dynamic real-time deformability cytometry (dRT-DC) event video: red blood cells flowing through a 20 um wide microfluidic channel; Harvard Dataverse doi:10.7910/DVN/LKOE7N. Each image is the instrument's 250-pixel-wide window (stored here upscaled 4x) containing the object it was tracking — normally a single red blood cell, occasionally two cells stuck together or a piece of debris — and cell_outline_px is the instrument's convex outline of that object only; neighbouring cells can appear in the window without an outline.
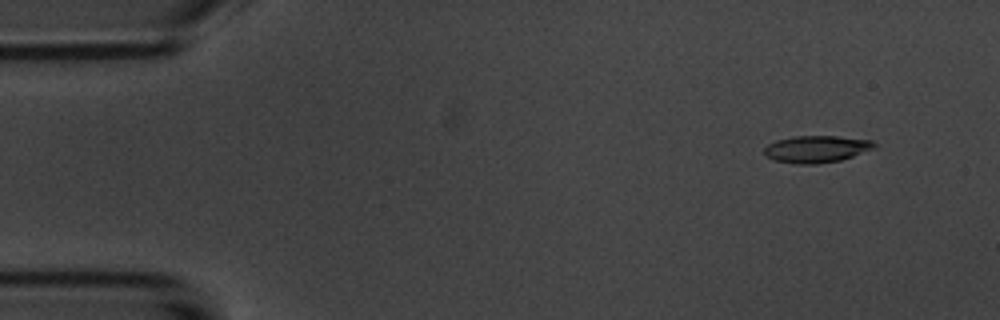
{"species": "common noctule bat (a hibernating species)", "species_latin": "Nyctalus noctula", "temperature_condition": "room temperature", "stored_images_in_passage": 4, "camera_frame_rate_fps": 3000, "um_per_image_px": 0.085, "animal": {"sex": "male", "body_mass_g": 20.1, "forearm_length_mm": 53.5}, "frame": {"image": 1, "passage_image": 1, "time_ms": 0.0, "image_size_px": [1000, 320], "cell_outline_px": [[876, 148], [840, 160], [816, 164], [796, 164], [776, 160], [768, 156], [764, 152], [764, 148], [768, 144], [776, 140], [796, 136], [836, 136], [872, 140], [876, 144]], "centroid_in_image_um": [69.42, 12.66], "position_along_channel_um": 15.6, "area_um2": 17.17}}
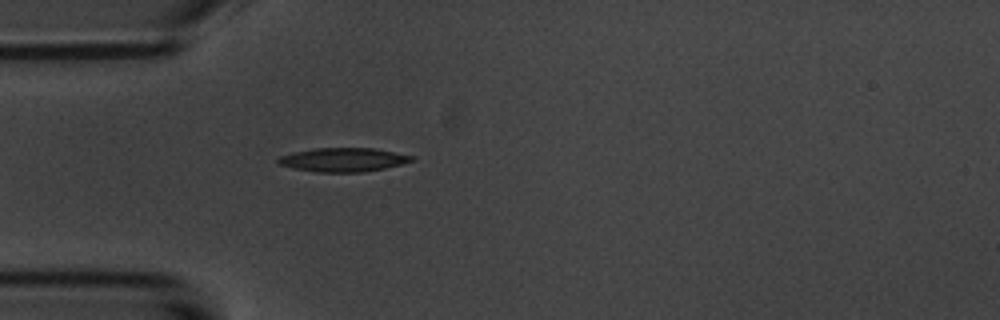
{"frame": {"image": 2, "passage_image": 4, "time_ms": 3.667, "image_size_px": [1000, 320], "cell_outline_px": [[416, 160], [384, 168], [360, 172], [316, 172], [292, 168], [280, 164], [276, 160], [280, 156], [292, 152], [316, 148], [376, 148], [416, 156]], "centroid_in_image_um": [29.2, 13.57], "position_along_channel_um": 55.8, "area_um2": 18.61}}